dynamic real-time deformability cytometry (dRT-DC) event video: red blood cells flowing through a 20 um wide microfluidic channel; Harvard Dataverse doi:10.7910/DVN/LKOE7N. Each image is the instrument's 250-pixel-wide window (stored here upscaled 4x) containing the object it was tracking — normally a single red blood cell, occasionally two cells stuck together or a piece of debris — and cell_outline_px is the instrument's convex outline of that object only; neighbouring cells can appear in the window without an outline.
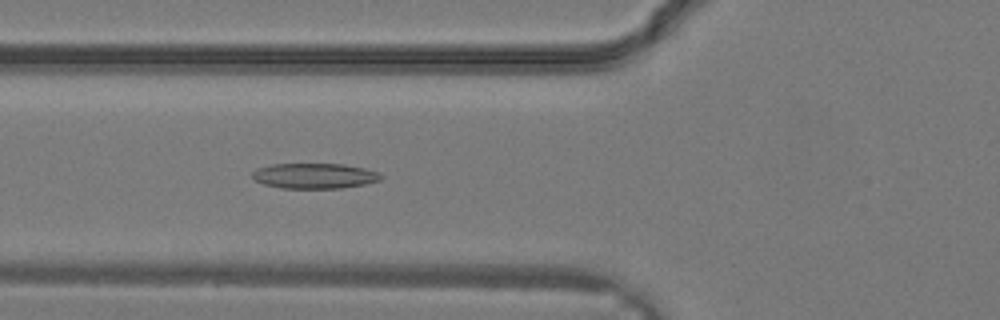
{"species": "common noctule bat (a hibernating species)", "species_latin": "Nyctalus noctula", "temperature_condition": "warm", "stored_images_in_passage": 13, "camera_frame_rate_fps": 3000, "um_per_image_px": 0.085, "animal": {"sex": "male", "body_mass_g": 19.2, "forearm_length_mm": 51.8}, "frame": {"image": 1, "passage_image": 13, "time_ms": 4.0, "image_size_px": [1000, 320], "cell_outline_px": [[384, 176], [380, 180], [364, 184], [340, 188], [280, 188], [264, 184], [256, 180], [252, 176], [252, 172], [256, 168], [272, 164], [344, 164], [364, 168], [380, 172]], "centroid_in_image_um": [26.75, 14.94], "position_along_channel_um": 99.1, "area_um2": 19.02}}